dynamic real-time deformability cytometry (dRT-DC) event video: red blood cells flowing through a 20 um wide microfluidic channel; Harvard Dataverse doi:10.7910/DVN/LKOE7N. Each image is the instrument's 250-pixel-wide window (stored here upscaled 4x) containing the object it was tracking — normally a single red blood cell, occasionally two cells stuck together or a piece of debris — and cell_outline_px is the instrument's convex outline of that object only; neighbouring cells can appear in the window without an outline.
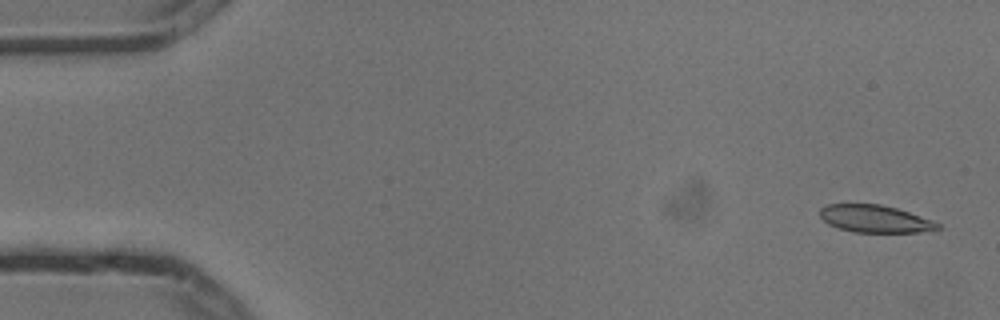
{"species": "common noctule bat (a hibernating species)", "species_latin": "Nyctalus noctula", "temperature_condition": "cold", "stored_images_in_passage": 5, "camera_frame_rate_fps": 3000, "um_per_image_px": 0.085, "animal": {"sex": "male", "body_mass_g": 13.3}, "frame": {"image": 1, "passage_image": 1, "time_ms": 0.0, "image_size_px": [1000, 320], "cell_outline_px": [[940, 228], [920, 232], [852, 232], [828, 224], [820, 216], [820, 208], [828, 204], [880, 204], [896, 208], [932, 220], [940, 224]], "centroid_in_image_um": [74.35, 18.6], "position_along_channel_um": 10.6, "area_um2": 18.61}}
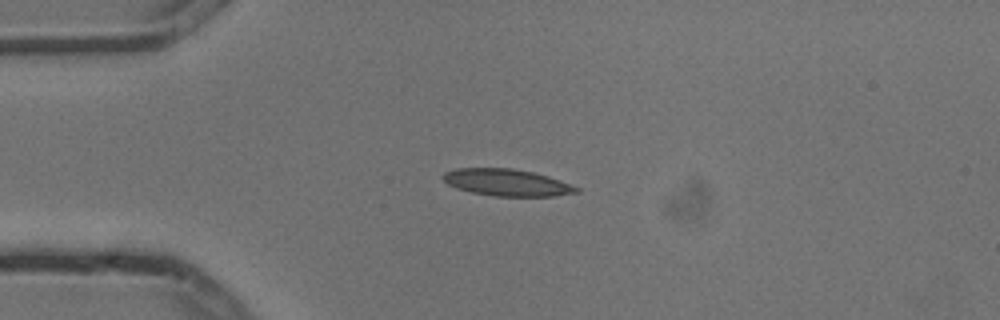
{"frame": {"image": 2, "passage_image": 4, "time_ms": 1.0, "image_size_px": [1000, 320], "cell_outline_px": [[580, 192], [556, 196], [492, 196], [472, 192], [456, 188], [448, 184], [440, 176], [444, 172], [456, 168], [512, 168], [532, 172], [548, 176], [580, 188]], "centroid_in_image_um": [43.06, 15.51], "position_along_channel_um": 41.9, "area_um2": 20.92}}